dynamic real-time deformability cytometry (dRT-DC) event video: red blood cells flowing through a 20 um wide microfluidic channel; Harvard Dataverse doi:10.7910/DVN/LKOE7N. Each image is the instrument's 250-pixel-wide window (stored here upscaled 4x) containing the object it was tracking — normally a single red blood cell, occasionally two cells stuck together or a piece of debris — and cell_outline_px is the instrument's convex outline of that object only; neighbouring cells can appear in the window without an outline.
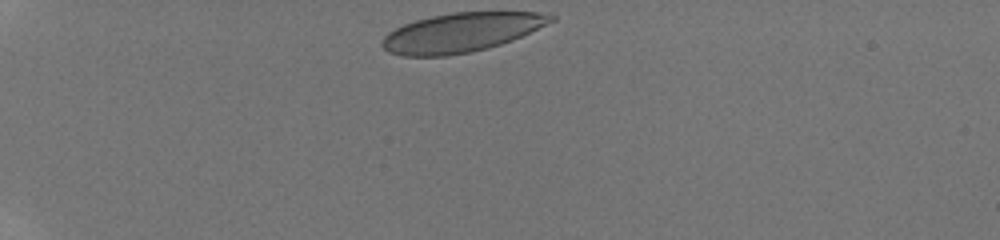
{"species": "human", "species_latin": "Homo sapiens", "temperature_condition": "room temperature", "stored_images_in_passage": 4, "camera_frame_rate_fps": 3000, "um_per_image_px": 0.085, "donor": {"sex": "male"}, "frame": {"image": 1, "passage_image": 1, "time_ms": 0.0, "image_size_px": [1000, 240], "cell_outline_px": [[556, 20], [512, 40], [488, 48], [468, 52], [444, 56], [400, 56], [388, 52], [380, 44], [384, 36], [388, 32], [404, 24], [416, 20], [432, 16], [452, 12], [536, 12], [556, 16]], "centroid_in_image_um": [39.18, 2.76], "position_along_channel_um": 45.8, "area_um2": 38.32}}
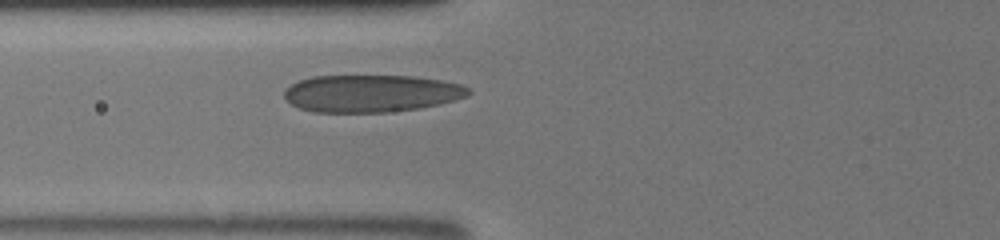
{"frame": {"image": 2, "passage_image": 4, "time_ms": 2.667, "image_size_px": [1000, 240], "cell_outline_px": [[472, 92], [468, 96], [456, 100], [440, 104], [420, 108], [388, 112], [312, 112], [300, 108], [292, 104], [284, 96], [284, 92], [292, 84], [300, 80], [312, 76], [412, 76], [444, 80], [460, 84], [472, 88]], "centroid_in_image_um": [31.63, 7.94], "position_along_channel_um": 94.2, "area_um2": 40.23}}